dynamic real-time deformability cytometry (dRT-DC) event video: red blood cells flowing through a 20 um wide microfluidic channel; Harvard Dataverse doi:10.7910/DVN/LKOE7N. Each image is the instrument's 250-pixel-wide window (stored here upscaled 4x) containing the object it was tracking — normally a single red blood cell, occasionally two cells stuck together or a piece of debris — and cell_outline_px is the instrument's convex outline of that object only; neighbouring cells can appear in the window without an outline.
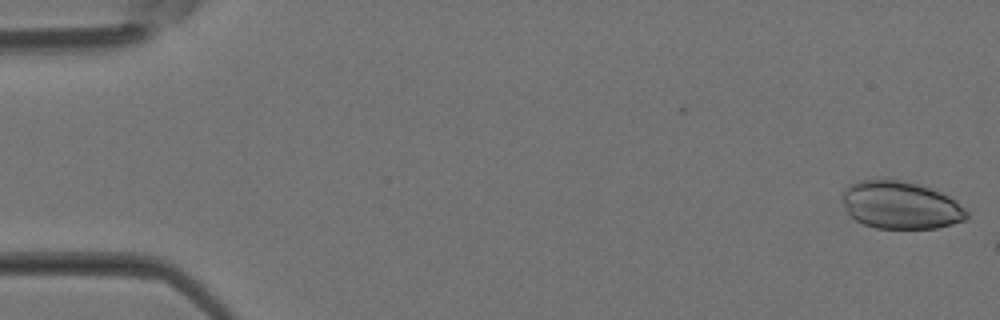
{"species": "Egyptian fruit bat (a non-hibernating species)", "species_latin": "Rousettus aegyptiacus", "temperature_condition": "room temperature", "stored_images_in_passage": 6, "camera_frame_rate_fps": 3000, "um_per_image_px": 0.085, "animal": {"sex": "female"}, "frame": {"image": 1, "passage_image": 1, "time_ms": 0.0, "image_size_px": [1000, 320], "cell_outline_px": [[968, 216], [964, 220], [952, 224], [936, 228], [876, 228], [864, 224], [856, 220], [848, 212], [844, 204], [844, 188], [860, 180], [900, 180], [916, 184], [940, 192], [948, 196], [964, 208], [968, 212]], "centroid_in_image_um": [76.56, 17.45], "position_along_channel_um": 8.4, "area_um2": 33.87}}